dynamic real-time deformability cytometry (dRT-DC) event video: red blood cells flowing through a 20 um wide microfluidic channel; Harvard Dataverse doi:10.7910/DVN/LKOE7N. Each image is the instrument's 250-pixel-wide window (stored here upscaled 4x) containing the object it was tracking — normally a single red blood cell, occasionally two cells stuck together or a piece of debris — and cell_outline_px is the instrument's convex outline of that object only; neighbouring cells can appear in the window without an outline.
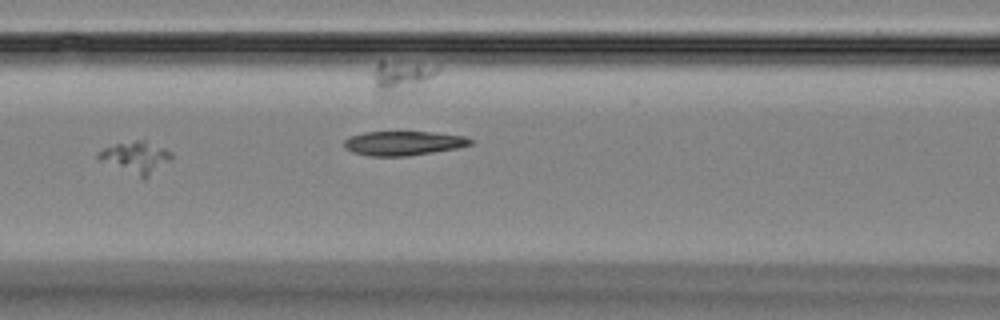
{"species": "Egyptian fruit bat (a non-hibernating species)", "species_latin": "Rousettus aegyptiacus", "temperature_condition": "room temperature", "stored_images_in_passage": 6, "camera_frame_rate_fps": 3000, "um_per_image_px": 0.085, "animal": {"sex": "female"}, "frame": {"image": 1, "passage_image": 5, "time_ms": 4.667, "image_size_px": [1000, 320], "cell_outline_px": [[172, 156], [168, 160], [144, 180], [100, 160], [96, 156], [96, 152], [104, 148], [116, 144], [136, 140], [144, 140], [164, 148], [172, 152]], "centroid_in_image_um": [11.51, 13.37], "position_along_channel_um": 155.1, "area_um2": 13.24}}